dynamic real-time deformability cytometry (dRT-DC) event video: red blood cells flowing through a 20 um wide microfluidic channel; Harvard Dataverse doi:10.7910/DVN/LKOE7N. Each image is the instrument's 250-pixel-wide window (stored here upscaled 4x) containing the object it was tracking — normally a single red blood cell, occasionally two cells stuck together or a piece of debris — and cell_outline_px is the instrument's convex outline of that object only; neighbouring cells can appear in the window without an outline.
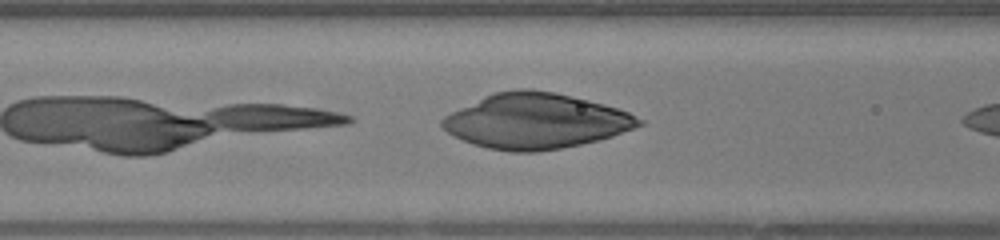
{"species": "human", "species_latin": "Homo sapiens", "temperature_condition": "warm", "stored_images_in_passage": 5, "camera_frame_rate_fps": 3000, "um_per_image_px": 0.085, "donor": {"sex": "female"}, "frame": {"image": 1, "passage_image": 5, "time_ms": 1.333, "image_size_px": [1000, 240], "cell_outline_px": [[644, 124], [612, 136], [580, 144], [560, 148], [536, 152], [508, 152], [488, 148], [472, 144], [448, 132], [440, 124], [440, 120], [444, 116], [484, 96], [496, 92], [516, 88], [532, 88], [552, 92], [588, 100], [604, 104], [628, 112], [644, 120]], "centroid_in_image_um": [45.53, 10.29], "position_along_channel_um": 121.1, "area_um2": 62.89}}